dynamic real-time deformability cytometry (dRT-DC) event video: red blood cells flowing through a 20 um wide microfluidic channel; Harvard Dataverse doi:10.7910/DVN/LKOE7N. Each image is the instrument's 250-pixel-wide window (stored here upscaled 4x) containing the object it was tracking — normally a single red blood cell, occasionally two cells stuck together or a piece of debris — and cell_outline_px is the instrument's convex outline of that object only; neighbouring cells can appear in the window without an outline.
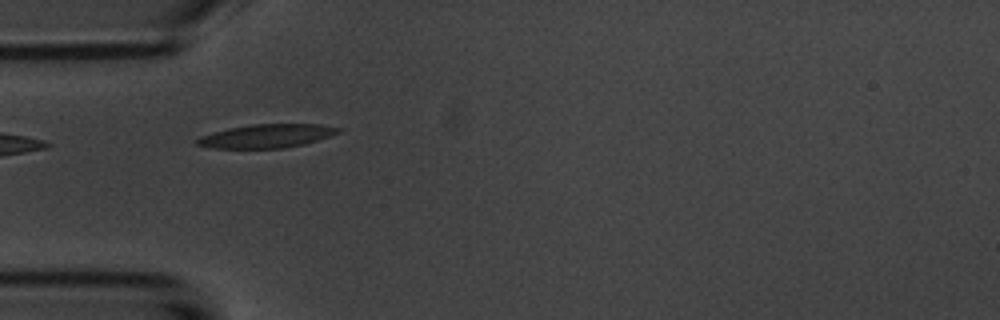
{"species": "common noctule bat (a hibernating species)", "species_latin": "Nyctalus noctula", "temperature_condition": "room temperature", "stored_images_in_passage": 8, "camera_frame_rate_fps": 3000, "um_per_image_px": 0.085, "animal": {"sex": "male", "body_mass_g": 20.1, "forearm_length_mm": 53.5}, "frame": {"image": 1, "passage_image": 5, "time_ms": 5.333, "image_size_px": [1000, 320], "cell_outline_px": [[344, 128], [340, 132], [304, 144], [284, 148], [212, 148], [196, 144], [192, 140], [200, 136], [212, 132], [228, 128], [252, 124], [320, 124]], "centroid_in_image_um": [22.63, 11.55], "position_along_channel_um": 62.4, "area_um2": 19.48}}
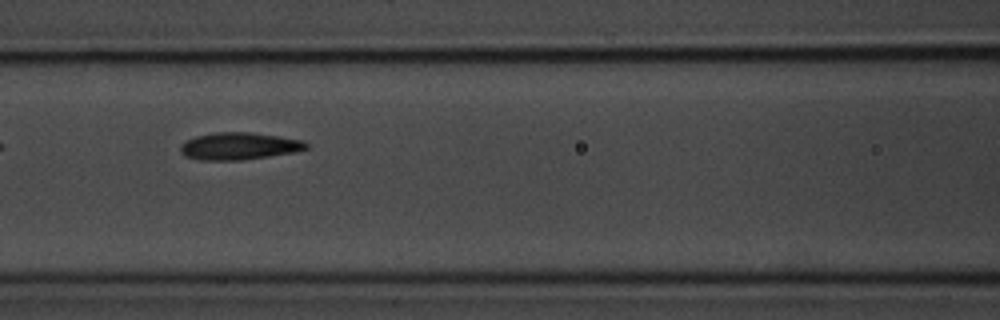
{"frame": {"image": 2, "passage_image": 7, "time_ms": 7.667, "image_size_px": [1000, 320], "cell_outline_px": [[308, 148], [296, 152], [240, 160], [196, 160], [184, 156], [180, 152], [180, 144], [196, 136], [212, 132], [252, 132], [280, 136], [304, 140], [308, 144]], "centroid_in_image_um": [20.31, 12.41], "position_along_channel_um": 146.3, "area_um2": 20.17}}
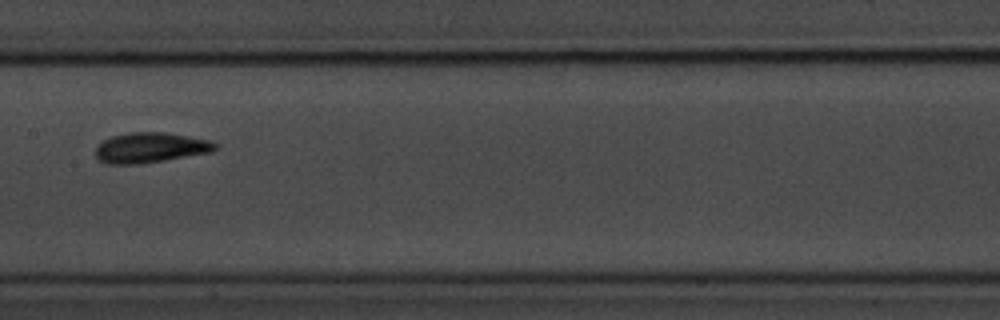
{"frame": {"image": 3, "passage_image": 8, "time_ms": 9.0, "image_size_px": [1000, 320], "cell_outline_px": [[216, 148], [212, 152], [164, 160], [136, 164], [108, 164], [100, 160], [96, 156], [96, 144], [112, 136], [132, 132], [164, 132], [212, 140], [216, 144]], "centroid_in_image_um": [12.78, 12.54], "position_along_channel_um": 194.6, "area_um2": 20.98}}